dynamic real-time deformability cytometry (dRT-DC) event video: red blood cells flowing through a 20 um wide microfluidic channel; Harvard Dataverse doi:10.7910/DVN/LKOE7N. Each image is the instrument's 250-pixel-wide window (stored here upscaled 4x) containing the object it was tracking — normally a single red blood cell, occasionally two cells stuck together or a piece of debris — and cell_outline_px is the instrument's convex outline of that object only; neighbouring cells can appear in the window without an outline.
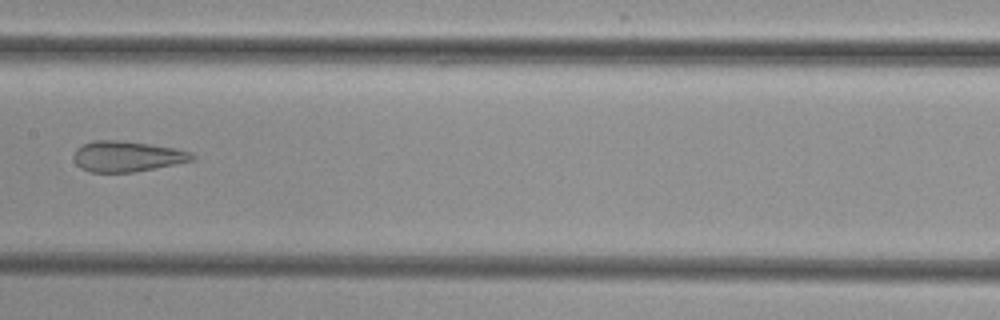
{"species": "common noctule bat (a hibernating species)", "species_latin": "Nyctalus noctula", "temperature_condition": "cold", "stored_images_in_passage": 6, "camera_frame_rate_fps": 3000, "um_per_image_px": 0.085, "animal": {"sex": "female", "body_mass_g": 29.2, "forearm_length_mm": 56.3}, "frame": {"image": 1, "passage_image": 6, "time_ms": 6.0, "image_size_px": [1000, 320], "cell_outline_px": [[196, 160], [132, 172], [88, 172], [80, 168], [76, 164], [72, 156], [76, 148], [92, 140], [120, 140], [148, 144], [172, 148], [188, 152], [196, 156]], "centroid_in_image_um": [10.73, 13.29], "position_along_channel_um": 196.7, "area_um2": 21.04}}